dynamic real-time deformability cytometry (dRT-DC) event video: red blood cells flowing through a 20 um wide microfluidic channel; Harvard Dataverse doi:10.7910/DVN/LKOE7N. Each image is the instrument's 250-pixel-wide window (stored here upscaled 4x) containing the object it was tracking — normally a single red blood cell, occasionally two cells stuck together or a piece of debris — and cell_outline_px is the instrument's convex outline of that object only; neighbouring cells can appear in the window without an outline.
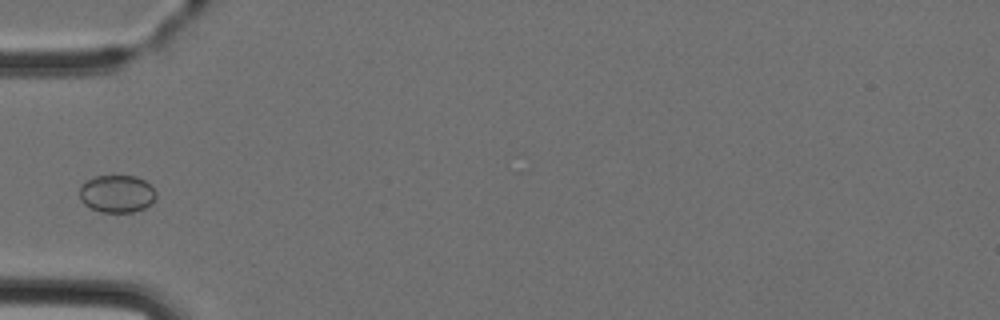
{"species": "Egyptian fruit bat (a non-hibernating species)", "species_latin": "Rousettus aegyptiacus", "temperature_condition": "cold", "stored_images_in_passage": 6, "camera_frame_rate_fps": 3000, "um_per_image_px": 0.085, "animal": {"sex": "female"}, "frame": {"image": 1, "passage_image": 5, "time_ms": 5.0, "image_size_px": [1000, 320], "cell_outline_px": [[156, 196], [152, 204], [144, 208], [132, 212], [100, 212], [84, 204], [80, 200], [80, 184], [96, 176], [136, 176], [144, 180], [156, 192]], "centroid_in_image_um": [9.93, 16.47], "position_along_channel_um": 75.1, "area_um2": 16.7}}
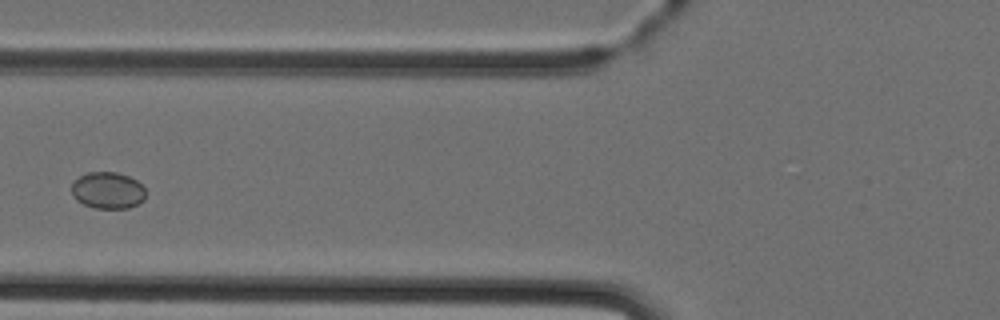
{"frame": {"image": 2, "passage_image": 6, "time_ms": 6.0, "image_size_px": [1000, 320], "cell_outline_px": [[144, 200], [128, 208], [96, 208], [84, 204], [76, 200], [72, 196], [72, 180], [88, 172], [116, 172], [128, 176], [136, 180], [144, 188]], "centroid_in_image_um": [9.12, 16.17], "position_along_channel_um": 116.7, "area_um2": 15.78}}